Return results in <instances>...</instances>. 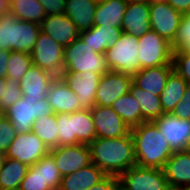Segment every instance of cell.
I'll list each match as a JSON object with an SVG mask.
<instances>
[{
	"instance_id": "52",
	"label": "cell",
	"mask_w": 190,
	"mask_h": 190,
	"mask_svg": "<svg viewBox=\"0 0 190 190\" xmlns=\"http://www.w3.org/2000/svg\"><path fill=\"white\" fill-rule=\"evenodd\" d=\"M179 190H190V184L182 186Z\"/></svg>"
},
{
	"instance_id": "26",
	"label": "cell",
	"mask_w": 190,
	"mask_h": 190,
	"mask_svg": "<svg viewBox=\"0 0 190 190\" xmlns=\"http://www.w3.org/2000/svg\"><path fill=\"white\" fill-rule=\"evenodd\" d=\"M127 2L125 0H109L97 3L94 26L121 28Z\"/></svg>"
},
{
	"instance_id": "56",
	"label": "cell",
	"mask_w": 190,
	"mask_h": 190,
	"mask_svg": "<svg viewBox=\"0 0 190 190\" xmlns=\"http://www.w3.org/2000/svg\"><path fill=\"white\" fill-rule=\"evenodd\" d=\"M186 150L190 152V139H189V141H188V145H187Z\"/></svg>"
},
{
	"instance_id": "12",
	"label": "cell",
	"mask_w": 190,
	"mask_h": 190,
	"mask_svg": "<svg viewBox=\"0 0 190 190\" xmlns=\"http://www.w3.org/2000/svg\"><path fill=\"white\" fill-rule=\"evenodd\" d=\"M132 75L109 70L100 77L97 88L96 106H112V104L130 90Z\"/></svg>"
},
{
	"instance_id": "43",
	"label": "cell",
	"mask_w": 190,
	"mask_h": 190,
	"mask_svg": "<svg viewBox=\"0 0 190 190\" xmlns=\"http://www.w3.org/2000/svg\"><path fill=\"white\" fill-rule=\"evenodd\" d=\"M172 114L179 119L190 120V84L187 85L182 100L176 105Z\"/></svg>"
},
{
	"instance_id": "24",
	"label": "cell",
	"mask_w": 190,
	"mask_h": 190,
	"mask_svg": "<svg viewBox=\"0 0 190 190\" xmlns=\"http://www.w3.org/2000/svg\"><path fill=\"white\" fill-rule=\"evenodd\" d=\"M94 0H66L64 14L74 23L79 32L89 30L94 25Z\"/></svg>"
},
{
	"instance_id": "1",
	"label": "cell",
	"mask_w": 190,
	"mask_h": 190,
	"mask_svg": "<svg viewBox=\"0 0 190 190\" xmlns=\"http://www.w3.org/2000/svg\"><path fill=\"white\" fill-rule=\"evenodd\" d=\"M91 163L106 175L119 177L136 165L134 141L131 133L116 138L96 137L89 145Z\"/></svg>"
},
{
	"instance_id": "8",
	"label": "cell",
	"mask_w": 190,
	"mask_h": 190,
	"mask_svg": "<svg viewBox=\"0 0 190 190\" xmlns=\"http://www.w3.org/2000/svg\"><path fill=\"white\" fill-rule=\"evenodd\" d=\"M119 183L128 190H171L163 169L130 167L118 177Z\"/></svg>"
},
{
	"instance_id": "18",
	"label": "cell",
	"mask_w": 190,
	"mask_h": 190,
	"mask_svg": "<svg viewBox=\"0 0 190 190\" xmlns=\"http://www.w3.org/2000/svg\"><path fill=\"white\" fill-rule=\"evenodd\" d=\"M163 172L171 190L190 184V152L174 151L166 161Z\"/></svg>"
},
{
	"instance_id": "54",
	"label": "cell",
	"mask_w": 190,
	"mask_h": 190,
	"mask_svg": "<svg viewBox=\"0 0 190 190\" xmlns=\"http://www.w3.org/2000/svg\"><path fill=\"white\" fill-rule=\"evenodd\" d=\"M148 2H167V0H148Z\"/></svg>"
},
{
	"instance_id": "2",
	"label": "cell",
	"mask_w": 190,
	"mask_h": 190,
	"mask_svg": "<svg viewBox=\"0 0 190 190\" xmlns=\"http://www.w3.org/2000/svg\"><path fill=\"white\" fill-rule=\"evenodd\" d=\"M135 149L136 165L163 169L173 150L154 121L142 122L130 131Z\"/></svg>"
},
{
	"instance_id": "5",
	"label": "cell",
	"mask_w": 190,
	"mask_h": 190,
	"mask_svg": "<svg viewBox=\"0 0 190 190\" xmlns=\"http://www.w3.org/2000/svg\"><path fill=\"white\" fill-rule=\"evenodd\" d=\"M54 114L47 100H28L24 95L5 111L17 134L31 132L37 118Z\"/></svg>"
},
{
	"instance_id": "7",
	"label": "cell",
	"mask_w": 190,
	"mask_h": 190,
	"mask_svg": "<svg viewBox=\"0 0 190 190\" xmlns=\"http://www.w3.org/2000/svg\"><path fill=\"white\" fill-rule=\"evenodd\" d=\"M33 65L45 70L55 78L64 70V47L44 32H40L31 51Z\"/></svg>"
},
{
	"instance_id": "45",
	"label": "cell",
	"mask_w": 190,
	"mask_h": 190,
	"mask_svg": "<svg viewBox=\"0 0 190 190\" xmlns=\"http://www.w3.org/2000/svg\"><path fill=\"white\" fill-rule=\"evenodd\" d=\"M118 177L106 175L100 182L88 190H117Z\"/></svg>"
},
{
	"instance_id": "14",
	"label": "cell",
	"mask_w": 190,
	"mask_h": 190,
	"mask_svg": "<svg viewBox=\"0 0 190 190\" xmlns=\"http://www.w3.org/2000/svg\"><path fill=\"white\" fill-rule=\"evenodd\" d=\"M96 137L116 138L127 136L131 129L111 106H95L90 109Z\"/></svg>"
},
{
	"instance_id": "47",
	"label": "cell",
	"mask_w": 190,
	"mask_h": 190,
	"mask_svg": "<svg viewBox=\"0 0 190 190\" xmlns=\"http://www.w3.org/2000/svg\"><path fill=\"white\" fill-rule=\"evenodd\" d=\"M8 50H0V77L7 78Z\"/></svg>"
},
{
	"instance_id": "55",
	"label": "cell",
	"mask_w": 190,
	"mask_h": 190,
	"mask_svg": "<svg viewBox=\"0 0 190 190\" xmlns=\"http://www.w3.org/2000/svg\"><path fill=\"white\" fill-rule=\"evenodd\" d=\"M96 3H102V2H106V1H109V0H94Z\"/></svg>"
},
{
	"instance_id": "4",
	"label": "cell",
	"mask_w": 190,
	"mask_h": 190,
	"mask_svg": "<svg viewBox=\"0 0 190 190\" xmlns=\"http://www.w3.org/2000/svg\"><path fill=\"white\" fill-rule=\"evenodd\" d=\"M138 51V36L123 32L116 44L105 50L108 69L133 75L141 70Z\"/></svg>"
},
{
	"instance_id": "21",
	"label": "cell",
	"mask_w": 190,
	"mask_h": 190,
	"mask_svg": "<svg viewBox=\"0 0 190 190\" xmlns=\"http://www.w3.org/2000/svg\"><path fill=\"white\" fill-rule=\"evenodd\" d=\"M173 70V65L143 68L132 75V82L139 89L160 96L166 85L167 78Z\"/></svg>"
},
{
	"instance_id": "30",
	"label": "cell",
	"mask_w": 190,
	"mask_h": 190,
	"mask_svg": "<svg viewBox=\"0 0 190 190\" xmlns=\"http://www.w3.org/2000/svg\"><path fill=\"white\" fill-rule=\"evenodd\" d=\"M40 32L39 24L19 20L14 27L13 51L31 53Z\"/></svg>"
},
{
	"instance_id": "33",
	"label": "cell",
	"mask_w": 190,
	"mask_h": 190,
	"mask_svg": "<svg viewBox=\"0 0 190 190\" xmlns=\"http://www.w3.org/2000/svg\"><path fill=\"white\" fill-rule=\"evenodd\" d=\"M11 13L19 20L41 24L46 14L43 6L37 0H13Z\"/></svg>"
},
{
	"instance_id": "28",
	"label": "cell",
	"mask_w": 190,
	"mask_h": 190,
	"mask_svg": "<svg viewBox=\"0 0 190 190\" xmlns=\"http://www.w3.org/2000/svg\"><path fill=\"white\" fill-rule=\"evenodd\" d=\"M129 92L139 102L141 108V123L155 121L164 114L160 96L139 89L133 82L130 84Z\"/></svg>"
},
{
	"instance_id": "20",
	"label": "cell",
	"mask_w": 190,
	"mask_h": 190,
	"mask_svg": "<svg viewBox=\"0 0 190 190\" xmlns=\"http://www.w3.org/2000/svg\"><path fill=\"white\" fill-rule=\"evenodd\" d=\"M121 29L134 36H142L151 30L149 2L127 3Z\"/></svg>"
},
{
	"instance_id": "22",
	"label": "cell",
	"mask_w": 190,
	"mask_h": 190,
	"mask_svg": "<svg viewBox=\"0 0 190 190\" xmlns=\"http://www.w3.org/2000/svg\"><path fill=\"white\" fill-rule=\"evenodd\" d=\"M106 174L94 163L62 177L60 190H88L100 182Z\"/></svg>"
},
{
	"instance_id": "41",
	"label": "cell",
	"mask_w": 190,
	"mask_h": 190,
	"mask_svg": "<svg viewBox=\"0 0 190 190\" xmlns=\"http://www.w3.org/2000/svg\"><path fill=\"white\" fill-rule=\"evenodd\" d=\"M19 81L7 79L6 86L3 87V99H0V106L6 111L11 105L22 98Z\"/></svg>"
},
{
	"instance_id": "16",
	"label": "cell",
	"mask_w": 190,
	"mask_h": 190,
	"mask_svg": "<svg viewBox=\"0 0 190 190\" xmlns=\"http://www.w3.org/2000/svg\"><path fill=\"white\" fill-rule=\"evenodd\" d=\"M50 73L33 65L19 81V86L28 100H47V92L53 80Z\"/></svg>"
},
{
	"instance_id": "31",
	"label": "cell",
	"mask_w": 190,
	"mask_h": 190,
	"mask_svg": "<svg viewBox=\"0 0 190 190\" xmlns=\"http://www.w3.org/2000/svg\"><path fill=\"white\" fill-rule=\"evenodd\" d=\"M111 107L130 129L141 124V108L139 102L130 92L120 96Z\"/></svg>"
},
{
	"instance_id": "9",
	"label": "cell",
	"mask_w": 190,
	"mask_h": 190,
	"mask_svg": "<svg viewBox=\"0 0 190 190\" xmlns=\"http://www.w3.org/2000/svg\"><path fill=\"white\" fill-rule=\"evenodd\" d=\"M149 8L151 30L172 44L177 36L183 15L167 2H150Z\"/></svg>"
},
{
	"instance_id": "11",
	"label": "cell",
	"mask_w": 190,
	"mask_h": 190,
	"mask_svg": "<svg viewBox=\"0 0 190 190\" xmlns=\"http://www.w3.org/2000/svg\"><path fill=\"white\" fill-rule=\"evenodd\" d=\"M101 75L97 73L81 72L71 73L63 71L60 78L78 97V102L83 109L96 106L95 96Z\"/></svg>"
},
{
	"instance_id": "27",
	"label": "cell",
	"mask_w": 190,
	"mask_h": 190,
	"mask_svg": "<svg viewBox=\"0 0 190 190\" xmlns=\"http://www.w3.org/2000/svg\"><path fill=\"white\" fill-rule=\"evenodd\" d=\"M188 83L174 70L167 78L164 90L160 94L161 106L164 113H173L176 105L182 100Z\"/></svg>"
},
{
	"instance_id": "58",
	"label": "cell",
	"mask_w": 190,
	"mask_h": 190,
	"mask_svg": "<svg viewBox=\"0 0 190 190\" xmlns=\"http://www.w3.org/2000/svg\"><path fill=\"white\" fill-rule=\"evenodd\" d=\"M49 190H60L59 188H51Z\"/></svg>"
},
{
	"instance_id": "13",
	"label": "cell",
	"mask_w": 190,
	"mask_h": 190,
	"mask_svg": "<svg viewBox=\"0 0 190 190\" xmlns=\"http://www.w3.org/2000/svg\"><path fill=\"white\" fill-rule=\"evenodd\" d=\"M62 177L91 164L88 145L57 146L49 151Z\"/></svg>"
},
{
	"instance_id": "36",
	"label": "cell",
	"mask_w": 190,
	"mask_h": 190,
	"mask_svg": "<svg viewBox=\"0 0 190 190\" xmlns=\"http://www.w3.org/2000/svg\"><path fill=\"white\" fill-rule=\"evenodd\" d=\"M18 21L12 13L0 17V50L13 51L14 27Z\"/></svg>"
},
{
	"instance_id": "23",
	"label": "cell",
	"mask_w": 190,
	"mask_h": 190,
	"mask_svg": "<svg viewBox=\"0 0 190 190\" xmlns=\"http://www.w3.org/2000/svg\"><path fill=\"white\" fill-rule=\"evenodd\" d=\"M122 33L121 28L93 25L89 30L80 32L79 37L94 52L104 54L108 47L116 44L117 39Z\"/></svg>"
},
{
	"instance_id": "49",
	"label": "cell",
	"mask_w": 190,
	"mask_h": 190,
	"mask_svg": "<svg viewBox=\"0 0 190 190\" xmlns=\"http://www.w3.org/2000/svg\"><path fill=\"white\" fill-rule=\"evenodd\" d=\"M7 78L0 77V99H3V87L6 86Z\"/></svg>"
},
{
	"instance_id": "39",
	"label": "cell",
	"mask_w": 190,
	"mask_h": 190,
	"mask_svg": "<svg viewBox=\"0 0 190 190\" xmlns=\"http://www.w3.org/2000/svg\"><path fill=\"white\" fill-rule=\"evenodd\" d=\"M58 125V146H72V127L70 113L56 114Z\"/></svg>"
},
{
	"instance_id": "6",
	"label": "cell",
	"mask_w": 190,
	"mask_h": 190,
	"mask_svg": "<svg viewBox=\"0 0 190 190\" xmlns=\"http://www.w3.org/2000/svg\"><path fill=\"white\" fill-rule=\"evenodd\" d=\"M138 59L141 69L173 65V47L155 31H148L138 37Z\"/></svg>"
},
{
	"instance_id": "17",
	"label": "cell",
	"mask_w": 190,
	"mask_h": 190,
	"mask_svg": "<svg viewBox=\"0 0 190 190\" xmlns=\"http://www.w3.org/2000/svg\"><path fill=\"white\" fill-rule=\"evenodd\" d=\"M41 31L63 47L79 37V31L64 13L46 16L40 24Z\"/></svg>"
},
{
	"instance_id": "48",
	"label": "cell",
	"mask_w": 190,
	"mask_h": 190,
	"mask_svg": "<svg viewBox=\"0 0 190 190\" xmlns=\"http://www.w3.org/2000/svg\"><path fill=\"white\" fill-rule=\"evenodd\" d=\"M11 13V4L9 0H0V17Z\"/></svg>"
},
{
	"instance_id": "37",
	"label": "cell",
	"mask_w": 190,
	"mask_h": 190,
	"mask_svg": "<svg viewBox=\"0 0 190 190\" xmlns=\"http://www.w3.org/2000/svg\"><path fill=\"white\" fill-rule=\"evenodd\" d=\"M174 71L190 84V53L182 48L173 49Z\"/></svg>"
},
{
	"instance_id": "42",
	"label": "cell",
	"mask_w": 190,
	"mask_h": 190,
	"mask_svg": "<svg viewBox=\"0 0 190 190\" xmlns=\"http://www.w3.org/2000/svg\"><path fill=\"white\" fill-rule=\"evenodd\" d=\"M17 132L11 121L5 117L0 121V152L5 155Z\"/></svg>"
},
{
	"instance_id": "38",
	"label": "cell",
	"mask_w": 190,
	"mask_h": 190,
	"mask_svg": "<svg viewBox=\"0 0 190 190\" xmlns=\"http://www.w3.org/2000/svg\"><path fill=\"white\" fill-rule=\"evenodd\" d=\"M20 190H49L41 178V169H37V163L29 166L26 176L22 180Z\"/></svg>"
},
{
	"instance_id": "40",
	"label": "cell",
	"mask_w": 190,
	"mask_h": 190,
	"mask_svg": "<svg viewBox=\"0 0 190 190\" xmlns=\"http://www.w3.org/2000/svg\"><path fill=\"white\" fill-rule=\"evenodd\" d=\"M171 45L174 49L182 48L190 53V12L183 14L177 36Z\"/></svg>"
},
{
	"instance_id": "15",
	"label": "cell",
	"mask_w": 190,
	"mask_h": 190,
	"mask_svg": "<svg viewBox=\"0 0 190 190\" xmlns=\"http://www.w3.org/2000/svg\"><path fill=\"white\" fill-rule=\"evenodd\" d=\"M154 122L173 151L186 150L190 139V120L164 113Z\"/></svg>"
},
{
	"instance_id": "32",
	"label": "cell",
	"mask_w": 190,
	"mask_h": 190,
	"mask_svg": "<svg viewBox=\"0 0 190 190\" xmlns=\"http://www.w3.org/2000/svg\"><path fill=\"white\" fill-rule=\"evenodd\" d=\"M58 125L56 114L37 118L32 132L51 150L58 146Z\"/></svg>"
},
{
	"instance_id": "50",
	"label": "cell",
	"mask_w": 190,
	"mask_h": 190,
	"mask_svg": "<svg viewBox=\"0 0 190 190\" xmlns=\"http://www.w3.org/2000/svg\"><path fill=\"white\" fill-rule=\"evenodd\" d=\"M5 118V110L0 106V121Z\"/></svg>"
},
{
	"instance_id": "10",
	"label": "cell",
	"mask_w": 190,
	"mask_h": 190,
	"mask_svg": "<svg viewBox=\"0 0 190 190\" xmlns=\"http://www.w3.org/2000/svg\"><path fill=\"white\" fill-rule=\"evenodd\" d=\"M49 151L46 145L31 131L17 134L4 157L32 166L47 155Z\"/></svg>"
},
{
	"instance_id": "46",
	"label": "cell",
	"mask_w": 190,
	"mask_h": 190,
	"mask_svg": "<svg viewBox=\"0 0 190 190\" xmlns=\"http://www.w3.org/2000/svg\"><path fill=\"white\" fill-rule=\"evenodd\" d=\"M167 3L182 15L190 12V0H167Z\"/></svg>"
},
{
	"instance_id": "44",
	"label": "cell",
	"mask_w": 190,
	"mask_h": 190,
	"mask_svg": "<svg viewBox=\"0 0 190 190\" xmlns=\"http://www.w3.org/2000/svg\"><path fill=\"white\" fill-rule=\"evenodd\" d=\"M44 9L46 16L64 13L66 0H37Z\"/></svg>"
},
{
	"instance_id": "19",
	"label": "cell",
	"mask_w": 190,
	"mask_h": 190,
	"mask_svg": "<svg viewBox=\"0 0 190 190\" xmlns=\"http://www.w3.org/2000/svg\"><path fill=\"white\" fill-rule=\"evenodd\" d=\"M47 101L54 114L73 113L83 109L76 94L60 77L55 78L51 83L47 92Z\"/></svg>"
},
{
	"instance_id": "34",
	"label": "cell",
	"mask_w": 190,
	"mask_h": 190,
	"mask_svg": "<svg viewBox=\"0 0 190 190\" xmlns=\"http://www.w3.org/2000/svg\"><path fill=\"white\" fill-rule=\"evenodd\" d=\"M8 61L7 79L20 81L28 69L33 66L31 54L26 52L9 51Z\"/></svg>"
},
{
	"instance_id": "51",
	"label": "cell",
	"mask_w": 190,
	"mask_h": 190,
	"mask_svg": "<svg viewBox=\"0 0 190 190\" xmlns=\"http://www.w3.org/2000/svg\"><path fill=\"white\" fill-rule=\"evenodd\" d=\"M127 3H137V2H143L148 0H125Z\"/></svg>"
},
{
	"instance_id": "29",
	"label": "cell",
	"mask_w": 190,
	"mask_h": 190,
	"mask_svg": "<svg viewBox=\"0 0 190 190\" xmlns=\"http://www.w3.org/2000/svg\"><path fill=\"white\" fill-rule=\"evenodd\" d=\"M29 166L15 159L3 157L0 165V190L19 188Z\"/></svg>"
},
{
	"instance_id": "3",
	"label": "cell",
	"mask_w": 190,
	"mask_h": 190,
	"mask_svg": "<svg viewBox=\"0 0 190 190\" xmlns=\"http://www.w3.org/2000/svg\"><path fill=\"white\" fill-rule=\"evenodd\" d=\"M71 73L90 72L101 76L109 71L105 54L94 52L80 37L64 47V70Z\"/></svg>"
},
{
	"instance_id": "25",
	"label": "cell",
	"mask_w": 190,
	"mask_h": 190,
	"mask_svg": "<svg viewBox=\"0 0 190 190\" xmlns=\"http://www.w3.org/2000/svg\"><path fill=\"white\" fill-rule=\"evenodd\" d=\"M72 127V145H89L95 138V126L90 109L70 113Z\"/></svg>"
},
{
	"instance_id": "35",
	"label": "cell",
	"mask_w": 190,
	"mask_h": 190,
	"mask_svg": "<svg viewBox=\"0 0 190 190\" xmlns=\"http://www.w3.org/2000/svg\"><path fill=\"white\" fill-rule=\"evenodd\" d=\"M37 169H41V178L45 185L51 188H59L62 175L55 164L53 156L48 153L37 162Z\"/></svg>"
},
{
	"instance_id": "57",
	"label": "cell",
	"mask_w": 190,
	"mask_h": 190,
	"mask_svg": "<svg viewBox=\"0 0 190 190\" xmlns=\"http://www.w3.org/2000/svg\"><path fill=\"white\" fill-rule=\"evenodd\" d=\"M3 157H4V155L0 152V165H1Z\"/></svg>"
},
{
	"instance_id": "53",
	"label": "cell",
	"mask_w": 190,
	"mask_h": 190,
	"mask_svg": "<svg viewBox=\"0 0 190 190\" xmlns=\"http://www.w3.org/2000/svg\"><path fill=\"white\" fill-rule=\"evenodd\" d=\"M117 190H128V189H126L120 183H118Z\"/></svg>"
},
{
	"instance_id": "59",
	"label": "cell",
	"mask_w": 190,
	"mask_h": 190,
	"mask_svg": "<svg viewBox=\"0 0 190 190\" xmlns=\"http://www.w3.org/2000/svg\"><path fill=\"white\" fill-rule=\"evenodd\" d=\"M5 190H20L19 188H15V189H5Z\"/></svg>"
}]
</instances>
